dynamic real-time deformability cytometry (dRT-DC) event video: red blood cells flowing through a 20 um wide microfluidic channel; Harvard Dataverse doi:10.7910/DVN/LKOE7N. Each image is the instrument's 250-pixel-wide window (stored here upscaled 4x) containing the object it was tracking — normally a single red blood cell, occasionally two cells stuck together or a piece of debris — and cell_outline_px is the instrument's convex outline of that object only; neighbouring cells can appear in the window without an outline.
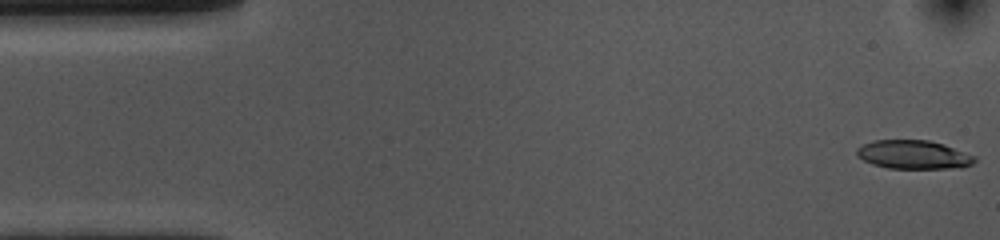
{"species": "common noctule bat (a hibernating species)", "species_latin": "Nyctalus noctula", "temperature_condition": "cold", "stored_images_in_passage": 53, "camera_frame_rate_fps": 3000, "um_per_image_px": 0.085, "animal": {"sex": "female", "body_mass_g": 10.0, "forearm_length_mm": 53.1}, "frame": {"image": 1, "passage_image": 1, "time_ms": 0.0, "image_size_px": [1000, 240], "cell_outline_px": [[976, 160], [972, 164], [960, 168], [888, 168], [872, 164], [856, 156], [856, 148], [872, 140], [928, 140], [944, 144], [976, 156]], "centroid_in_image_um": [77.65, 13.14], "position_along_channel_um": 7.4, "area_um2": 19.77}}
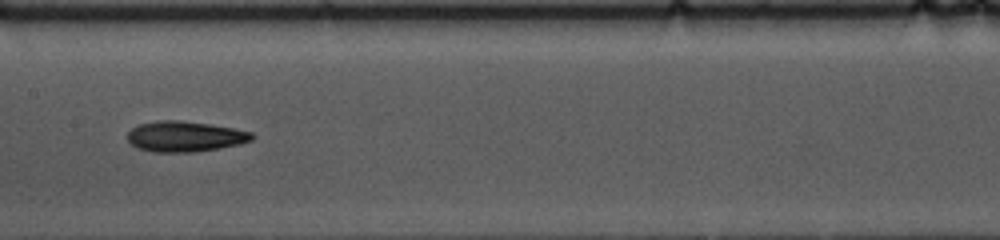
{"frame": {"image": 2, "passage_image": 25, "time_ms": 8.0, "image_size_px": [1000, 240], "cell_outline_px": [[256, 136], [252, 140], [240, 144], [220, 148], [192, 152], [152, 152], [136, 148], [128, 140], [128, 132], [132, 128], [140, 124], [160, 120], [180, 120], [208, 124], [232, 128], [252, 132]], "centroid_in_image_um": [15.73, 11.6], "position_along_channel_um": 191.7, "area_um2": 22.14}}
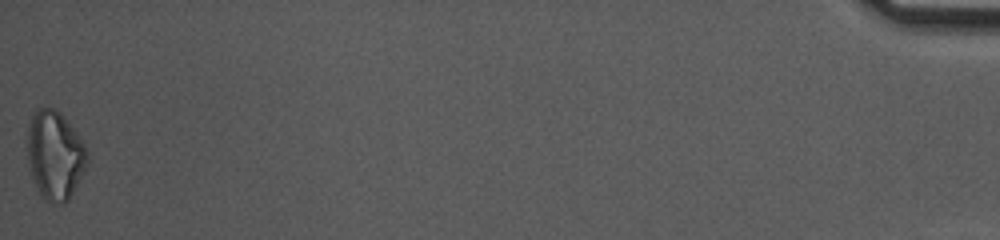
{"frame": {"image": 3, "passage_image": 53, "time_ms": 17.333, "image_size_px": [1000, 240], "cell_outline_px": [[88, 164], [84, 172], [68, 200], [64, 204], [52, 204], [40, 196], [32, 176], [28, 164], [28, 128], [32, 116], [36, 108], [56, 108], [64, 116], [84, 144], [88, 152]], "centroid_in_image_um": [4.68, 13.21], "position_along_channel_um": 430.5, "area_um2": 30.98}, "authors_computed_cell_mechanics": {"area_um2": 21.1548, "velocity_mm_per_s": 3.6825, "shape_relaxation_time_tau1_ms": 3.3227, "shape_relaxation_time_tau2_ms": 11.1499, "deformation_change_tau1": 0.1334, "deformation_change_tau2": 0.2559}}